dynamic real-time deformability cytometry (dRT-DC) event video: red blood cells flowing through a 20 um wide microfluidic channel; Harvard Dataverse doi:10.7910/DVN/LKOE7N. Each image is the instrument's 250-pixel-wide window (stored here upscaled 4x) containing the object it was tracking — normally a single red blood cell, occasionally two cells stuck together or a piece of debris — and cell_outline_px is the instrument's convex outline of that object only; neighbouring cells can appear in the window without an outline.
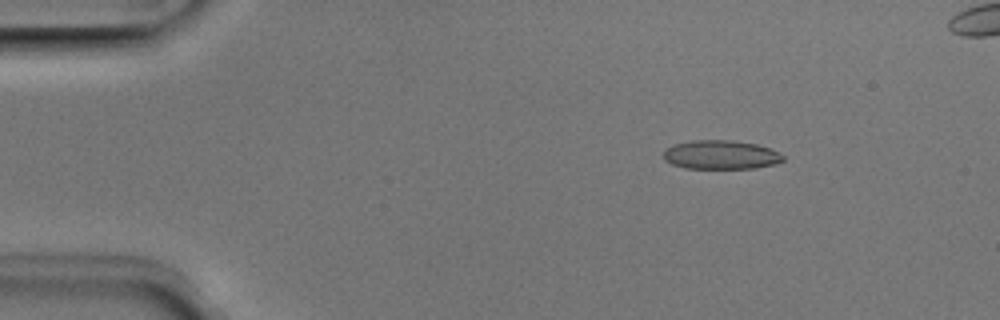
{"species": "Egyptian fruit bat (a non-hibernating species)", "species_latin": "Rousettus aegyptiacus", "temperature_condition": "room temperature", "stored_images_in_passage": 45, "camera_frame_rate_fps": 3000, "um_per_image_px": 0.085, "animal": {"sex": "male"}, "frame": {"image": 1, "passage_image": 3, "time_ms": 0.667, "image_size_px": [1000, 320], "cell_outline_px": [[784, 160], [776, 164], [756, 168], [684, 168], [672, 164], [664, 160], [664, 152], [668, 148], [676, 144], [692, 140], [732, 140], [756, 144], [768, 148], [784, 156]], "centroid_in_image_um": [61.28, 13.16], "position_along_channel_um": 23.7, "area_um2": 20.0}}
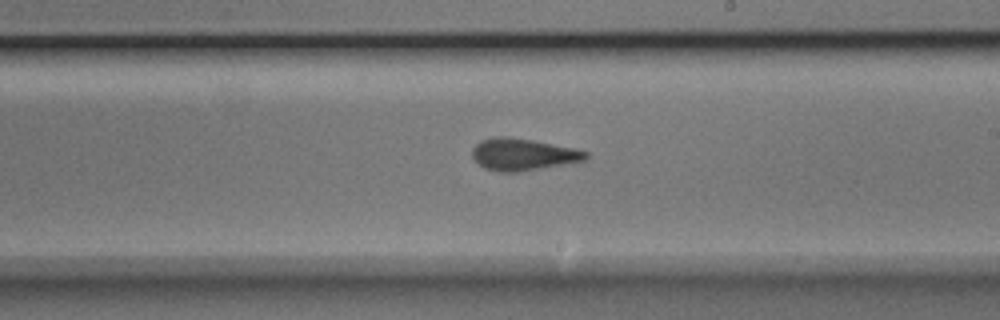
{"frame": {"image": 2, "passage_image": 25, "time_ms": 8.0, "image_size_px": [1000, 320], "cell_outline_px": [[588, 156], [584, 160], [564, 164], [520, 172], [500, 172], [484, 168], [472, 156], [472, 148], [480, 140], [492, 136], [508, 136], [532, 140], [572, 148], [588, 152]], "centroid_in_image_um": [44.4, 13.12], "position_along_channel_um": 244.6, "area_um2": 21.04}}
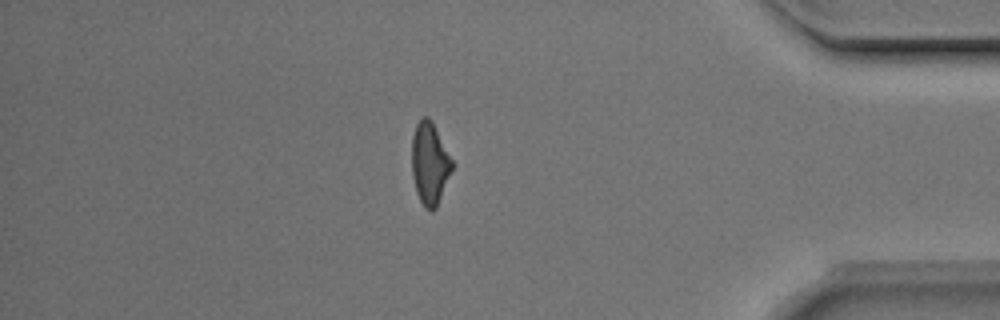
{"frame": {"image": 3, "passage_image": 39, "time_ms": 12.667, "image_size_px": [1000, 320], "cell_outline_px": [[452, 168], [436, 208], [432, 212], [424, 208], [416, 192], [412, 176], [412, 136], [416, 124], [424, 116], [428, 116], [432, 120], [452, 160]], "centroid_in_image_um": [36.5, 13.89], "position_along_channel_um": 398.7, "area_um2": 19.13}, "authors_computed_cell_mechanics": {"area_um2": 20.6924, "velocity_mm_per_s": 4.0196, "shape_relaxation_time_tau1_ms": 4.6998, "shape_relaxation_time_tau2_ms": 1.603, "deformation_change_tau1": 0.1359, "deformation_change_tau2": 0.0848}}